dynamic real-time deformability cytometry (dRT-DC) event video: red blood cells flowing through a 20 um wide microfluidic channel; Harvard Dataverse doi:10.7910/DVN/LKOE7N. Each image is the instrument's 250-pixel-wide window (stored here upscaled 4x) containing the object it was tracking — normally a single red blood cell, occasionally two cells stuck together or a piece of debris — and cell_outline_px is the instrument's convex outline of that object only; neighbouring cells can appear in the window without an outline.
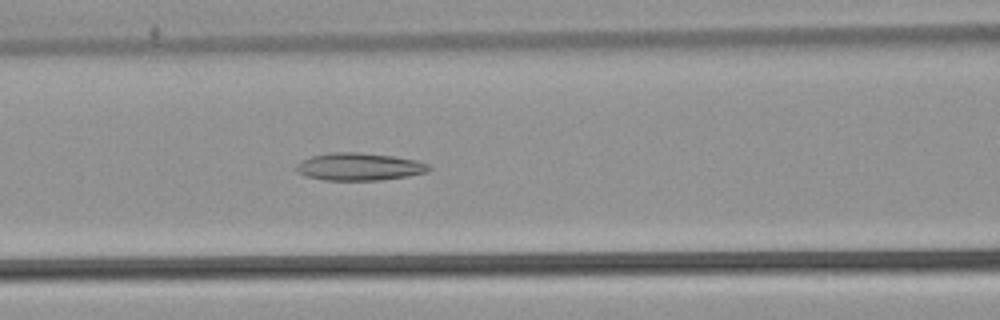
{"species": "common noctule bat (a hibernating species)", "species_latin": "Nyctalus noctula", "temperature_condition": "warm", "stored_images_in_passage": 36, "camera_frame_rate_fps": 3000, "um_per_image_px": 0.085, "animal": {"sex": "male", "body_mass_g": 21.5, "forearm_length_mm": 52.0}, "frame": {"image": 1, "passage_image": 6, "time_ms": 1.667, "image_size_px": [1000, 320], "cell_outline_px": [[432, 168], [428, 172], [408, 176], [380, 180], [324, 180], [304, 176], [296, 172], [296, 164], [300, 160], [312, 156], [328, 152], [360, 152], [392, 156], [416, 160], [432, 164]], "centroid_in_image_um": [30.53, 14.17], "position_along_channel_um": 136.1, "area_um2": 21.62}}
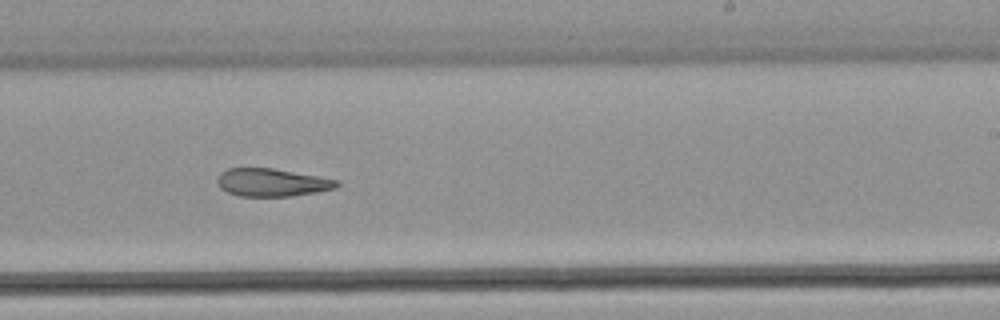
{"frame": {"image": 2, "passage_image": 16, "time_ms": 5.0, "image_size_px": [1000, 320], "cell_outline_px": [[340, 184], [336, 188], [316, 192], [292, 196], [240, 196], [228, 192], [220, 188], [216, 180], [220, 172], [228, 168], [272, 168], [340, 180]], "centroid_in_image_um": [23.11, 15.51], "position_along_channel_um": 265.9, "area_um2": 19.42}}
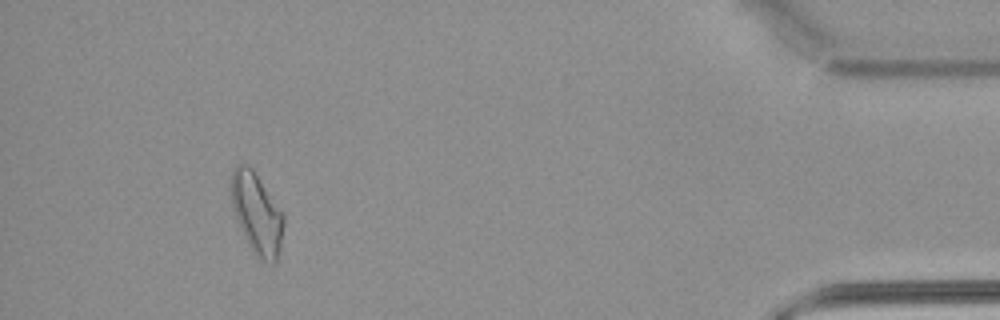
{"frame": {"image": 3, "passage_image": 32, "time_ms": 10.333, "image_size_px": [1000, 320], "cell_outline_px": [[284, 224], [280, 248], [276, 260], [272, 264], [260, 260], [252, 252], [236, 220], [232, 208], [228, 188], [228, 180], [236, 164], [244, 164], [252, 168], [284, 216]], "centroid_in_image_um": [21.76, 18.14], "position_along_channel_um": 413.4, "area_um2": 25.03}, "authors_computed_cell_mechanics": {"area_um2": 21.0681, "velocity_mm_per_s": 3.9079, "shape_relaxation_time_tau1_ms": null, "shape_relaxation_time_tau2_ms": 4.5162, "deformation_change_tau1": null, "deformation_change_tau2": 0.1343}}